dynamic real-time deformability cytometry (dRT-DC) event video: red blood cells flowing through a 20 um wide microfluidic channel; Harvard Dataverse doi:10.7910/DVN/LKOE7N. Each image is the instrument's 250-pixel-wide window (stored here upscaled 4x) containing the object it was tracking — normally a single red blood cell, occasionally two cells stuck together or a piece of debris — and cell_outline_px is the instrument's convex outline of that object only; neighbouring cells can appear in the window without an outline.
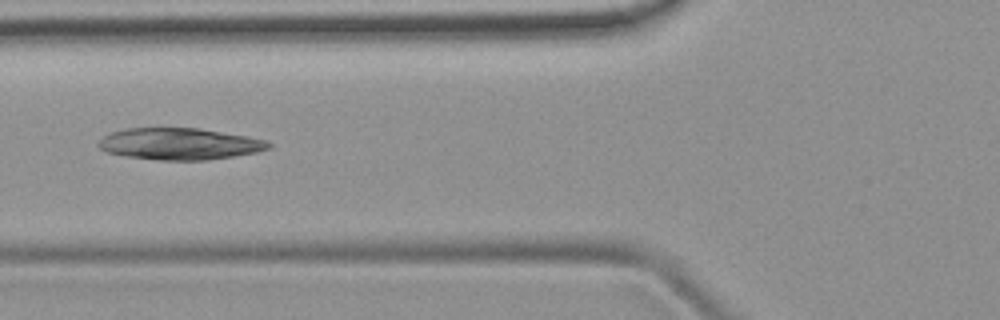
{"species": "common noctule bat (a hibernating species)", "species_latin": "Nyctalus noctula", "temperature_condition": "room temperature", "stored_images_in_passage": 4, "camera_frame_rate_fps": 3000, "um_per_image_px": 0.085, "animal": {"sex": "female", "body_mass_g": 19.9}, "frame": {"image": 1, "passage_image": 2, "time_ms": 1.333, "image_size_px": [1000, 320], "cell_outline_px": [[272, 148], [256, 152], [208, 160], [160, 160], [128, 156], [108, 152], [100, 148], [96, 144], [104, 136], [112, 132], [128, 128], [200, 128], [248, 136], [264, 140], [272, 144]], "centroid_in_image_um": [15.29, 12.22], "position_along_channel_um": 110.5, "area_um2": 31.21}}
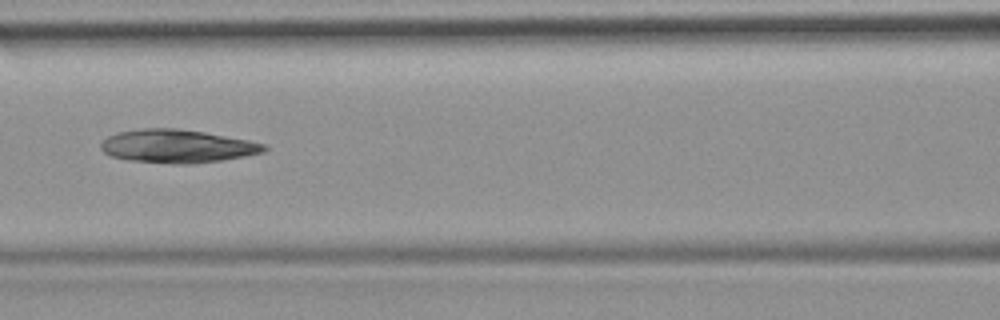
{"frame": {"image": 2, "passage_image": 3, "time_ms": 2.333, "image_size_px": [1000, 320], "cell_outline_px": [[268, 148], [264, 152], [244, 156], [220, 160], [192, 164], [176, 164], [128, 160], [112, 156], [104, 152], [100, 148], [100, 144], [108, 136], [116, 132], [144, 128], [176, 128], [204, 132], [248, 140], [264, 144]], "centroid_in_image_um": [15.04, 12.42], "position_along_channel_um": 151.6, "area_um2": 31.5}}
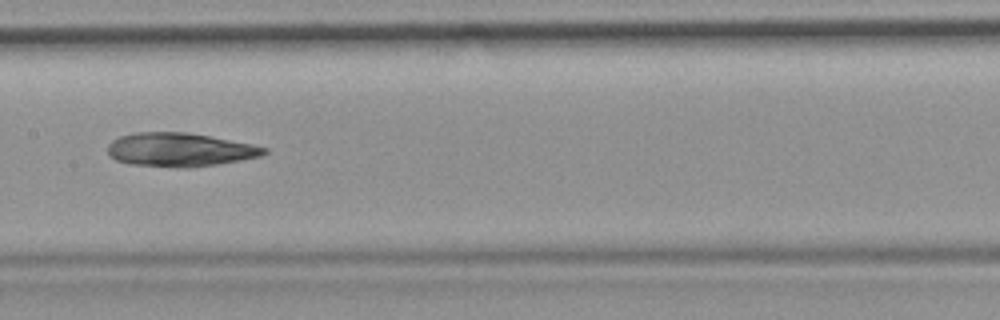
{"frame": {"image": 3, "passage_image": 4, "time_ms": 3.333, "image_size_px": [1000, 320], "cell_outline_px": [[268, 152], [260, 156], [240, 160], [216, 164], [188, 168], [180, 168], [128, 164], [116, 160], [108, 152], [108, 144], [112, 140], [120, 136], [136, 132], [188, 132], [252, 144], [268, 148]], "centroid_in_image_um": [15.27, 12.73], "position_along_channel_um": 192.1, "area_um2": 30.69}}